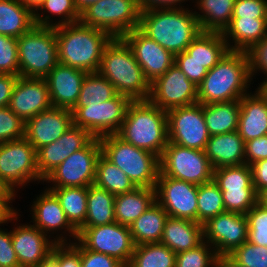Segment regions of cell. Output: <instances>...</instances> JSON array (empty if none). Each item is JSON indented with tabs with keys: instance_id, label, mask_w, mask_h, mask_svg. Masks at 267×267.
<instances>
[{
	"instance_id": "cell-1",
	"label": "cell",
	"mask_w": 267,
	"mask_h": 267,
	"mask_svg": "<svg viewBox=\"0 0 267 267\" xmlns=\"http://www.w3.org/2000/svg\"><path fill=\"white\" fill-rule=\"evenodd\" d=\"M193 10L183 6L141 11L139 29L175 56L202 32Z\"/></svg>"
},
{
	"instance_id": "cell-2",
	"label": "cell",
	"mask_w": 267,
	"mask_h": 267,
	"mask_svg": "<svg viewBox=\"0 0 267 267\" xmlns=\"http://www.w3.org/2000/svg\"><path fill=\"white\" fill-rule=\"evenodd\" d=\"M251 82L246 52L229 50L198 85L197 102L210 104L240 100L250 92Z\"/></svg>"
},
{
	"instance_id": "cell-3",
	"label": "cell",
	"mask_w": 267,
	"mask_h": 267,
	"mask_svg": "<svg viewBox=\"0 0 267 267\" xmlns=\"http://www.w3.org/2000/svg\"><path fill=\"white\" fill-rule=\"evenodd\" d=\"M116 135L159 158L168 144L167 111L148 100L131 101Z\"/></svg>"
},
{
	"instance_id": "cell-4",
	"label": "cell",
	"mask_w": 267,
	"mask_h": 267,
	"mask_svg": "<svg viewBox=\"0 0 267 267\" xmlns=\"http://www.w3.org/2000/svg\"><path fill=\"white\" fill-rule=\"evenodd\" d=\"M55 34L59 63L87 73L98 72L103 50L112 38L108 32L79 21L55 27Z\"/></svg>"
},
{
	"instance_id": "cell-5",
	"label": "cell",
	"mask_w": 267,
	"mask_h": 267,
	"mask_svg": "<svg viewBox=\"0 0 267 267\" xmlns=\"http://www.w3.org/2000/svg\"><path fill=\"white\" fill-rule=\"evenodd\" d=\"M98 72L114 85L118 94L131 101L149 99L151 84L122 37H112L106 44Z\"/></svg>"
},
{
	"instance_id": "cell-6",
	"label": "cell",
	"mask_w": 267,
	"mask_h": 267,
	"mask_svg": "<svg viewBox=\"0 0 267 267\" xmlns=\"http://www.w3.org/2000/svg\"><path fill=\"white\" fill-rule=\"evenodd\" d=\"M102 154L119 167L136 187L153 188L159 173V157L123 141L116 134L99 138Z\"/></svg>"
},
{
	"instance_id": "cell-7",
	"label": "cell",
	"mask_w": 267,
	"mask_h": 267,
	"mask_svg": "<svg viewBox=\"0 0 267 267\" xmlns=\"http://www.w3.org/2000/svg\"><path fill=\"white\" fill-rule=\"evenodd\" d=\"M17 43L19 77L45 78L59 63L55 28L34 25Z\"/></svg>"
},
{
	"instance_id": "cell-8",
	"label": "cell",
	"mask_w": 267,
	"mask_h": 267,
	"mask_svg": "<svg viewBox=\"0 0 267 267\" xmlns=\"http://www.w3.org/2000/svg\"><path fill=\"white\" fill-rule=\"evenodd\" d=\"M140 18L139 0H99L81 12L80 22L122 37L139 28Z\"/></svg>"
},
{
	"instance_id": "cell-9",
	"label": "cell",
	"mask_w": 267,
	"mask_h": 267,
	"mask_svg": "<svg viewBox=\"0 0 267 267\" xmlns=\"http://www.w3.org/2000/svg\"><path fill=\"white\" fill-rule=\"evenodd\" d=\"M38 173L37 150L25 137L0 144V181L15 193L30 182H43Z\"/></svg>"
},
{
	"instance_id": "cell-10",
	"label": "cell",
	"mask_w": 267,
	"mask_h": 267,
	"mask_svg": "<svg viewBox=\"0 0 267 267\" xmlns=\"http://www.w3.org/2000/svg\"><path fill=\"white\" fill-rule=\"evenodd\" d=\"M159 176L201 185L213 180V167L205 150L186 148L168 142L160 158Z\"/></svg>"
},
{
	"instance_id": "cell-11",
	"label": "cell",
	"mask_w": 267,
	"mask_h": 267,
	"mask_svg": "<svg viewBox=\"0 0 267 267\" xmlns=\"http://www.w3.org/2000/svg\"><path fill=\"white\" fill-rule=\"evenodd\" d=\"M102 153L99 138L94 137L84 148L71 154L43 180L52 187H89L94 184L96 165Z\"/></svg>"
},
{
	"instance_id": "cell-12",
	"label": "cell",
	"mask_w": 267,
	"mask_h": 267,
	"mask_svg": "<svg viewBox=\"0 0 267 267\" xmlns=\"http://www.w3.org/2000/svg\"><path fill=\"white\" fill-rule=\"evenodd\" d=\"M131 100L117 94L114 98L87 107H74L72 112L73 125L84 128L93 137L116 134L124 121L126 110Z\"/></svg>"
},
{
	"instance_id": "cell-13",
	"label": "cell",
	"mask_w": 267,
	"mask_h": 267,
	"mask_svg": "<svg viewBox=\"0 0 267 267\" xmlns=\"http://www.w3.org/2000/svg\"><path fill=\"white\" fill-rule=\"evenodd\" d=\"M77 240L86 249L114 257L126 267L135 248L129 226L118 222L96 227H80Z\"/></svg>"
},
{
	"instance_id": "cell-14",
	"label": "cell",
	"mask_w": 267,
	"mask_h": 267,
	"mask_svg": "<svg viewBox=\"0 0 267 267\" xmlns=\"http://www.w3.org/2000/svg\"><path fill=\"white\" fill-rule=\"evenodd\" d=\"M168 140L182 147L205 150L209 133L201 103L167 111Z\"/></svg>"
},
{
	"instance_id": "cell-15",
	"label": "cell",
	"mask_w": 267,
	"mask_h": 267,
	"mask_svg": "<svg viewBox=\"0 0 267 267\" xmlns=\"http://www.w3.org/2000/svg\"><path fill=\"white\" fill-rule=\"evenodd\" d=\"M198 87L174 63L169 70L151 83L149 100L162 110L197 103Z\"/></svg>"
},
{
	"instance_id": "cell-16",
	"label": "cell",
	"mask_w": 267,
	"mask_h": 267,
	"mask_svg": "<svg viewBox=\"0 0 267 267\" xmlns=\"http://www.w3.org/2000/svg\"><path fill=\"white\" fill-rule=\"evenodd\" d=\"M202 225L203 240L215 249L218 256L228 255L248 241V222L244 214L224 212Z\"/></svg>"
},
{
	"instance_id": "cell-17",
	"label": "cell",
	"mask_w": 267,
	"mask_h": 267,
	"mask_svg": "<svg viewBox=\"0 0 267 267\" xmlns=\"http://www.w3.org/2000/svg\"><path fill=\"white\" fill-rule=\"evenodd\" d=\"M197 194L198 185L168 176H158L155 199L169 217L197 222Z\"/></svg>"
},
{
	"instance_id": "cell-18",
	"label": "cell",
	"mask_w": 267,
	"mask_h": 267,
	"mask_svg": "<svg viewBox=\"0 0 267 267\" xmlns=\"http://www.w3.org/2000/svg\"><path fill=\"white\" fill-rule=\"evenodd\" d=\"M30 212H32V221H30L33 223L32 225L44 234H49V237L53 238L56 243H71L72 237L74 241L77 240L78 230L67 219L58 198L51 190L46 188L36 196ZM58 231H62L60 235L57 233ZM54 233H57L55 238L54 235H51Z\"/></svg>"
},
{
	"instance_id": "cell-19",
	"label": "cell",
	"mask_w": 267,
	"mask_h": 267,
	"mask_svg": "<svg viewBox=\"0 0 267 267\" xmlns=\"http://www.w3.org/2000/svg\"><path fill=\"white\" fill-rule=\"evenodd\" d=\"M122 38L129 45L150 84L164 75L175 62V56L170 51L150 39L139 28L124 34Z\"/></svg>"
},
{
	"instance_id": "cell-20",
	"label": "cell",
	"mask_w": 267,
	"mask_h": 267,
	"mask_svg": "<svg viewBox=\"0 0 267 267\" xmlns=\"http://www.w3.org/2000/svg\"><path fill=\"white\" fill-rule=\"evenodd\" d=\"M11 238L20 267H46L56 242L32 224H20L11 230Z\"/></svg>"
},
{
	"instance_id": "cell-21",
	"label": "cell",
	"mask_w": 267,
	"mask_h": 267,
	"mask_svg": "<svg viewBox=\"0 0 267 267\" xmlns=\"http://www.w3.org/2000/svg\"><path fill=\"white\" fill-rule=\"evenodd\" d=\"M8 107L24 122L51 108L52 104L45 79L18 77Z\"/></svg>"
},
{
	"instance_id": "cell-22",
	"label": "cell",
	"mask_w": 267,
	"mask_h": 267,
	"mask_svg": "<svg viewBox=\"0 0 267 267\" xmlns=\"http://www.w3.org/2000/svg\"><path fill=\"white\" fill-rule=\"evenodd\" d=\"M71 125V110L51 107L25 122V138L38 150L57 141Z\"/></svg>"
},
{
	"instance_id": "cell-23",
	"label": "cell",
	"mask_w": 267,
	"mask_h": 267,
	"mask_svg": "<svg viewBox=\"0 0 267 267\" xmlns=\"http://www.w3.org/2000/svg\"><path fill=\"white\" fill-rule=\"evenodd\" d=\"M94 137L84 128L71 125L57 140L37 150V167L44 179L74 152L84 148Z\"/></svg>"
},
{
	"instance_id": "cell-24",
	"label": "cell",
	"mask_w": 267,
	"mask_h": 267,
	"mask_svg": "<svg viewBox=\"0 0 267 267\" xmlns=\"http://www.w3.org/2000/svg\"><path fill=\"white\" fill-rule=\"evenodd\" d=\"M87 72L58 63L44 78L52 107L72 110L79 98Z\"/></svg>"
},
{
	"instance_id": "cell-25",
	"label": "cell",
	"mask_w": 267,
	"mask_h": 267,
	"mask_svg": "<svg viewBox=\"0 0 267 267\" xmlns=\"http://www.w3.org/2000/svg\"><path fill=\"white\" fill-rule=\"evenodd\" d=\"M240 99L237 132L245 142L267 135V100L256 88Z\"/></svg>"
},
{
	"instance_id": "cell-26",
	"label": "cell",
	"mask_w": 267,
	"mask_h": 267,
	"mask_svg": "<svg viewBox=\"0 0 267 267\" xmlns=\"http://www.w3.org/2000/svg\"><path fill=\"white\" fill-rule=\"evenodd\" d=\"M205 154L213 169L245 164V141L236 131L209 137Z\"/></svg>"
},
{
	"instance_id": "cell-27",
	"label": "cell",
	"mask_w": 267,
	"mask_h": 267,
	"mask_svg": "<svg viewBox=\"0 0 267 267\" xmlns=\"http://www.w3.org/2000/svg\"><path fill=\"white\" fill-rule=\"evenodd\" d=\"M203 241L202 224L188 219L168 217L160 243L177 254L195 248Z\"/></svg>"
},
{
	"instance_id": "cell-28",
	"label": "cell",
	"mask_w": 267,
	"mask_h": 267,
	"mask_svg": "<svg viewBox=\"0 0 267 267\" xmlns=\"http://www.w3.org/2000/svg\"><path fill=\"white\" fill-rule=\"evenodd\" d=\"M222 34L229 50L247 52L267 35V19L232 18Z\"/></svg>"
},
{
	"instance_id": "cell-29",
	"label": "cell",
	"mask_w": 267,
	"mask_h": 267,
	"mask_svg": "<svg viewBox=\"0 0 267 267\" xmlns=\"http://www.w3.org/2000/svg\"><path fill=\"white\" fill-rule=\"evenodd\" d=\"M187 60L198 61L208 71L229 51L222 32L202 31L185 50Z\"/></svg>"
},
{
	"instance_id": "cell-30",
	"label": "cell",
	"mask_w": 267,
	"mask_h": 267,
	"mask_svg": "<svg viewBox=\"0 0 267 267\" xmlns=\"http://www.w3.org/2000/svg\"><path fill=\"white\" fill-rule=\"evenodd\" d=\"M155 187H136L133 191L115 196V220L121 225H131L154 202Z\"/></svg>"
},
{
	"instance_id": "cell-31",
	"label": "cell",
	"mask_w": 267,
	"mask_h": 267,
	"mask_svg": "<svg viewBox=\"0 0 267 267\" xmlns=\"http://www.w3.org/2000/svg\"><path fill=\"white\" fill-rule=\"evenodd\" d=\"M168 217V213L155 201L129 225L135 246L145 243H160Z\"/></svg>"
},
{
	"instance_id": "cell-32",
	"label": "cell",
	"mask_w": 267,
	"mask_h": 267,
	"mask_svg": "<svg viewBox=\"0 0 267 267\" xmlns=\"http://www.w3.org/2000/svg\"><path fill=\"white\" fill-rule=\"evenodd\" d=\"M204 120L210 136L236 131L240 115V100L202 104Z\"/></svg>"
},
{
	"instance_id": "cell-33",
	"label": "cell",
	"mask_w": 267,
	"mask_h": 267,
	"mask_svg": "<svg viewBox=\"0 0 267 267\" xmlns=\"http://www.w3.org/2000/svg\"><path fill=\"white\" fill-rule=\"evenodd\" d=\"M201 31L223 32L230 24L235 0H195ZM201 13V14H200Z\"/></svg>"
},
{
	"instance_id": "cell-34",
	"label": "cell",
	"mask_w": 267,
	"mask_h": 267,
	"mask_svg": "<svg viewBox=\"0 0 267 267\" xmlns=\"http://www.w3.org/2000/svg\"><path fill=\"white\" fill-rule=\"evenodd\" d=\"M34 25V14L19 0H0L1 35L19 38Z\"/></svg>"
},
{
	"instance_id": "cell-35",
	"label": "cell",
	"mask_w": 267,
	"mask_h": 267,
	"mask_svg": "<svg viewBox=\"0 0 267 267\" xmlns=\"http://www.w3.org/2000/svg\"><path fill=\"white\" fill-rule=\"evenodd\" d=\"M115 196L92 184L88 187L87 216L81 227H96L116 222L114 215Z\"/></svg>"
},
{
	"instance_id": "cell-36",
	"label": "cell",
	"mask_w": 267,
	"mask_h": 267,
	"mask_svg": "<svg viewBox=\"0 0 267 267\" xmlns=\"http://www.w3.org/2000/svg\"><path fill=\"white\" fill-rule=\"evenodd\" d=\"M50 187V188H49ZM58 198L67 219L78 230L87 216V194L88 187H51Z\"/></svg>"
},
{
	"instance_id": "cell-37",
	"label": "cell",
	"mask_w": 267,
	"mask_h": 267,
	"mask_svg": "<svg viewBox=\"0 0 267 267\" xmlns=\"http://www.w3.org/2000/svg\"><path fill=\"white\" fill-rule=\"evenodd\" d=\"M47 13L52 16H58L59 20L54 22L51 15L49 16ZM80 17L81 13L77 9L74 0H44L43 4L34 13V23L36 26L55 28L77 23L80 21Z\"/></svg>"
},
{
	"instance_id": "cell-38",
	"label": "cell",
	"mask_w": 267,
	"mask_h": 267,
	"mask_svg": "<svg viewBox=\"0 0 267 267\" xmlns=\"http://www.w3.org/2000/svg\"><path fill=\"white\" fill-rule=\"evenodd\" d=\"M94 184L114 196L131 192L136 188L129 177L102 153L97 161Z\"/></svg>"
},
{
	"instance_id": "cell-39",
	"label": "cell",
	"mask_w": 267,
	"mask_h": 267,
	"mask_svg": "<svg viewBox=\"0 0 267 267\" xmlns=\"http://www.w3.org/2000/svg\"><path fill=\"white\" fill-rule=\"evenodd\" d=\"M176 254L161 243H145L134 248L127 267H175Z\"/></svg>"
},
{
	"instance_id": "cell-40",
	"label": "cell",
	"mask_w": 267,
	"mask_h": 267,
	"mask_svg": "<svg viewBox=\"0 0 267 267\" xmlns=\"http://www.w3.org/2000/svg\"><path fill=\"white\" fill-rule=\"evenodd\" d=\"M117 94L114 85L99 72L87 73L81 84L80 95L75 107L100 104L114 98Z\"/></svg>"
},
{
	"instance_id": "cell-41",
	"label": "cell",
	"mask_w": 267,
	"mask_h": 267,
	"mask_svg": "<svg viewBox=\"0 0 267 267\" xmlns=\"http://www.w3.org/2000/svg\"><path fill=\"white\" fill-rule=\"evenodd\" d=\"M226 212L222 191L214 180L198 186L197 222L204 224L218 214Z\"/></svg>"
},
{
	"instance_id": "cell-42",
	"label": "cell",
	"mask_w": 267,
	"mask_h": 267,
	"mask_svg": "<svg viewBox=\"0 0 267 267\" xmlns=\"http://www.w3.org/2000/svg\"><path fill=\"white\" fill-rule=\"evenodd\" d=\"M213 180L220 190L255 189L249 165L223 166L213 170Z\"/></svg>"
},
{
	"instance_id": "cell-43",
	"label": "cell",
	"mask_w": 267,
	"mask_h": 267,
	"mask_svg": "<svg viewBox=\"0 0 267 267\" xmlns=\"http://www.w3.org/2000/svg\"><path fill=\"white\" fill-rule=\"evenodd\" d=\"M218 255L206 241L197 247L176 254L175 267H215Z\"/></svg>"
},
{
	"instance_id": "cell-44",
	"label": "cell",
	"mask_w": 267,
	"mask_h": 267,
	"mask_svg": "<svg viewBox=\"0 0 267 267\" xmlns=\"http://www.w3.org/2000/svg\"><path fill=\"white\" fill-rule=\"evenodd\" d=\"M248 241L267 247V208L257 202L246 214Z\"/></svg>"
},
{
	"instance_id": "cell-45",
	"label": "cell",
	"mask_w": 267,
	"mask_h": 267,
	"mask_svg": "<svg viewBox=\"0 0 267 267\" xmlns=\"http://www.w3.org/2000/svg\"><path fill=\"white\" fill-rule=\"evenodd\" d=\"M46 267H81V243H56Z\"/></svg>"
},
{
	"instance_id": "cell-46",
	"label": "cell",
	"mask_w": 267,
	"mask_h": 267,
	"mask_svg": "<svg viewBox=\"0 0 267 267\" xmlns=\"http://www.w3.org/2000/svg\"><path fill=\"white\" fill-rule=\"evenodd\" d=\"M226 212L246 214L257 202L255 189L221 190Z\"/></svg>"
},
{
	"instance_id": "cell-47",
	"label": "cell",
	"mask_w": 267,
	"mask_h": 267,
	"mask_svg": "<svg viewBox=\"0 0 267 267\" xmlns=\"http://www.w3.org/2000/svg\"><path fill=\"white\" fill-rule=\"evenodd\" d=\"M233 260L245 267H267V247L246 241L228 254Z\"/></svg>"
},
{
	"instance_id": "cell-48",
	"label": "cell",
	"mask_w": 267,
	"mask_h": 267,
	"mask_svg": "<svg viewBox=\"0 0 267 267\" xmlns=\"http://www.w3.org/2000/svg\"><path fill=\"white\" fill-rule=\"evenodd\" d=\"M25 137V122L8 106L0 108V144Z\"/></svg>"
},
{
	"instance_id": "cell-49",
	"label": "cell",
	"mask_w": 267,
	"mask_h": 267,
	"mask_svg": "<svg viewBox=\"0 0 267 267\" xmlns=\"http://www.w3.org/2000/svg\"><path fill=\"white\" fill-rule=\"evenodd\" d=\"M0 74L19 76L17 38L0 34Z\"/></svg>"
},
{
	"instance_id": "cell-50",
	"label": "cell",
	"mask_w": 267,
	"mask_h": 267,
	"mask_svg": "<svg viewBox=\"0 0 267 267\" xmlns=\"http://www.w3.org/2000/svg\"><path fill=\"white\" fill-rule=\"evenodd\" d=\"M232 18L267 19V0H235Z\"/></svg>"
},
{
	"instance_id": "cell-51",
	"label": "cell",
	"mask_w": 267,
	"mask_h": 267,
	"mask_svg": "<svg viewBox=\"0 0 267 267\" xmlns=\"http://www.w3.org/2000/svg\"><path fill=\"white\" fill-rule=\"evenodd\" d=\"M249 59V72L251 80L259 73L267 77V35L246 52ZM258 71V72H257ZM267 78H264L266 80Z\"/></svg>"
},
{
	"instance_id": "cell-52",
	"label": "cell",
	"mask_w": 267,
	"mask_h": 267,
	"mask_svg": "<svg viewBox=\"0 0 267 267\" xmlns=\"http://www.w3.org/2000/svg\"><path fill=\"white\" fill-rule=\"evenodd\" d=\"M187 78L197 87L207 75L208 70L203 67L202 63L194 60H187V52L183 51L175 55L174 62Z\"/></svg>"
},
{
	"instance_id": "cell-53",
	"label": "cell",
	"mask_w": 267,
	"mask_h": 267,
	"mask_svg": "<svg viewBox=\"0 0 267 267\" xmlns=\"http://www.w3.org/2000/svg\"><path fill=\"white\" fill-rule=\"evenodd\" d=\"M81 267H126L123 263L107 254L86 249L81 244Z\"/></svg>"
},
{
	"instance_id": "cell-54",
	"label": "cell",
	"mask_w": 267,
	"mask_h": 267,
	"mask_svg": "<svg viewBox=\"0 0 267 267\" xmlns=\"http://www.w3.org/2000/svg\"><path fill=\"white\" fill-rule=\"evenodd\" d=\"M6 230L0 228V267H20L12 244L11 230Z\"/></svg>"
},
{
	"instance_id": "cell-55",
	"label": "cell",
	"mask_w": 267,
	"mask_h": 267,
	"mask_svg": "<svg viewBox=\"0 0 267 267\" xmlns=\"http://www.w3.org/2000/svg\"><path fill=\"white\" fill-rule=\"evenodd\" d=\"M17 197L13 190H0V225L8 224L11 221H18L20 214L12 207V201Z\"/></svg>"
},
{
	"instance_id": "cell-56",
	"label": "cell",
	"mask_w": 267,
	"mask_h": 267,
	"mask_svg": "<svg viewBox=\"0 0 267 267\" xmlns=\"http://www.w3.org/2000/svg\"><path fill=\"white\" fill-rule=\"evenodd\" d=\"M267 159V135L245 142V164L251 165Z\"/></svg>"
},
{
	"instance_id": "cell-57",
	"label": "cell",
	"mask_w": 267,
	"mask_h": 267,
	"mask_svg": "<svg viewBox=\"0 0 267 267\" xmlns=\"http://www.w3.org/2000/svg\"><path fill=\"white\" fill-rule=\"evenodd\" d=\"M252 171V184L259 195L267 188V159L259 160L250 165Z\"/></svg>"
},
{
	"instance_id": "cell-58",
	"label": "cell",
	"mask_w": 267,
	"mask_h": 267,
	"mask_svg": "<svg viewBox=\"0 0 267 267\" xmlns=\"http://www.w3.org/2000/svg\"><path fill=\"white\" fill-rule=\"evenodd\" d=\"M19 76L12 74H0V108L9 105L14 85Z\"/></svg>"
},
{
	"instance_id": "cell-59",
	"label": "cell",
	"mask_w": 267,
	"mask_h": 267,
	"mask_svg": "<svg viewBox=\"0 0 267 267\" xmlns=\"http://www.w3.org/2000/svg\"><path fill=\"white\" fill-rule=\"evenodd\" d=\"M185 1L188 0H139V5L141 11H146L156 8H180Z\"/></svg>"
},
{
	"instance_id": "cell-60",
	"label": "cell",
	"mask_w": 267,
	"mask_h": 267,
	"mask_svg": "<svg viewBox=\"0 0 267 267\" xmlns=\"http://www.w3.org/2000/svg\"><path fill=\"white\" fill-rule=\"evenodd\" d=\"M217 267H245L233 260L229 255H220L217 258Z\"/></svg>"
},
{
	"instance_id": "cell-61",
	"label": "cell",
	"mask_w": 267,
	"mask_h": 267,
	"mask_svg": "<svg viewBox=\"0 0 267 267\" xmlns=\"http://www.w3.org/2000/svg\"><path fill=\"white\" fill-rule=\"evenodd\" d=\"M26 8H28L33 14L43 4L44 0H19Z\"/></svg>"
},
{
	"instance_id": "cell-62",
	"label": "cell",
	"mask_w": 267,
	"mask_h": 267,
	"mask_svg": "<svg viewBox=\"0 0 267 267\" xmlns=\"http://www.w3.org/2000/svg\"><path fill=\"white\" fill-rule=\"evenodd\" d=\"M77 9L81 13L85 8H87L90 4L96 3L99 0H74Z\"/></svg>"
},
{
	"instance_id": "cell-63",
	"label": "cell",
	"mask_w": 267,
	"mask_h": 267,
	"mask_svg": "<svg viewBox=\"0 0 267 267\" xmlns=\"http://www.w3.org/2000/svg\"><path fill=\"white\" fill-rule=\"evenodd\" d=\"M258 202L267 208V188L258 195Z\"/></svg>"
},
{
	"instance_id": "cell-64",
	"label": "cell",
	"mask_w": 267,
	"mask_h": 267,
	"mask_svg": "<svg viewBox=\"0 0 267 267\" xmlns=\"http://www.w3.org/2000/svg\"><path fill=\"white\" fill-rule=\"evenodd\" d=\"M257 89L261 92V94L266 98L267 100V79L266 80H262V82H260L259 86L257 87Z\"/></svg>"
},
{
	"instance_id": "cell-65",
	"label": "cell",
	"mask_w": 267,
	"mask_h": 267,
	"mask_svg": "<svg viewBox=\"0 0 267 267\" xmlns=\"http://www.w3.org/2000/svg\"><path fill=\"white\" fill-rule=\"evenodd\" d=\"M0 190H12L10 187L5 186L1 181H0Z\"/></svg>"
}]
</instances>
